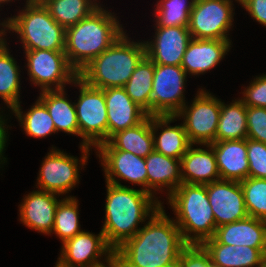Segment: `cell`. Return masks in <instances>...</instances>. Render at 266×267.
I'll return each mask as SVG.
<instances>
[{
	"mask_svg": "<svg viewBox=\"0 0 266 267\" xmlns=\"http://www.w3.org/2000/svg\"><path fill=\"white\" fill-rule=\"evenodd\" d=\"M17 15L5 18L7 32L17 34L23 50L64 51L65 29L40 0L25 4Z\"/></svg>",
	"mask_w": 266,
	"mask_h": 267,
	"instance_id": "6",
	"label": "cell"
},
{
	"mask_svg": "<svg viewBox=\"0 0 266 267\" xmlns=\"http://www.w3.org/2000/svg\"><path fill=\"white\" fill-rule=\"evenodd\" d=\"M206 189L216 227L236 222L249 216L240 182L218 180L206 184Z\"/></svg>",
	"mask_w": 266,
	"mask_h": 267,
	"instance_id": "15",
	"label": "cell"
},
{
	"mask_svg": "<svg viewBox=\"0 0 266 267\" xmlns=\"http://www.w3.org/2000/svg\"><path fill=\"white\" fill-rule=\"evenodd\" d=\"M21 108V105L18 104L11 110V114L17 118V122L20 123V127H22L27 136L45 138L56 133L54 123L46 106L38 98L28 111L23 112Z\"/></svg>",
	"mask_w": 266,
	"mask_h": 267,
	"instance_id": "29",
	"label": "cell"
},
{
	"mask_svg": "<svg viewBox=\"0 0 266 267\" xmlns=\"http://www.w3.org/2000/svg\"><path fill=\"white\" fill-rule=\"evenodd\" d=\"M13 0H0V7H2L1 5L3 4H8V3H10V2H12ZM36 0H26V2H25V4L27 5V4H30V3H32V2H35ZM14 2H15V0H14Z\"/></svg>",
	"mask_w": 266,
	"mask_h": 267,
	"instance_id": "44",
	"label": "cell"
},
{
	"mask_svg": "<svg viewBox=\"0 0 266 267\" xmlns=\"http://www.w3.org/2000/svg\"><path fill=\"white\" fill-rule=\"evenodd\" d=\"M76 196H65L59 202L56 212L52 234L61 240V243L65 242L69 238H73L83 230L79 224V200Z\"/></svg>",
	"mask_w": 266,
	"mask_h": 267,
	"instance_id": "32",
	"label": "cell"
},
{
	"mask_svg": "<svg viewBox=\"0 0 266 267\" xmlns=\"http://www.w3.org/2000/svg\"><path fill=\"white\" fill-rule=\"evenodd\" d=\"M59 255L54 267H107L114 261L102 231L95 235L83 230L62 243Z\"/></svg>",
	"mask_w": 266,
	"mask_h": 267,
	"instance_id": "12",
	"label": "cell"
},
{
	"mask_svg": "<svg viewBox=\"0 0 266 267\" xmlns=\"http://www.w3.org/2000/svg\"><path fill=\"white\" fill-rule=\"evenodd\" d=\"M9 50L7 41L0 45V98L11 112L10 110L22 102L20 67Z\"/></svg>",
	"mask_w": 266,
	"mask_h": 267,
	"instance_id": "28",
	"label": "cell"
},
{
	"mask_svg": "<svg viewBox=\"0 0 266 267\" xmlns=\"http://www.w3.org/2000/svg\"><path fill=\"white\" fill-rule=\"evenodd\" d=\"M145 163L147 168V192L155 199L158 200L156 193L159 191L162 194V192H165L164 190L167 191L166 198H168L182 183L180 159L153 151L145 157Z\"/></svg>",
	"mask_w": 266,
	"mask_h": 267,
	"instance_id": "21",
	"label": "cell"
},
{
	"mask_svg": "<svg viewBox=\"0 0 266 267\" xmlns=\"http://www.w3.org/2000/svg\"><path fill=\"white\" fill-rule=\"evenodd\" d=\"M79 148L82 153L81 158L69 155L66 151L64 152L52 146L42 161L36 179V188L61 196L71 192L79 184L80 170L87 165L90 150L92 151L93 149L81 145Z\"/></svg>",
	"mask_w": 266,
	"mask_h": 267,
	"instance_id": "8",
	"label": "cell"
},
{
	"mask_svg": "<svg viewBox=\"0 0 266 267\" xmlns=\"http://www.w3.org/2000/svg\"><path fill=\"white\" fill-rule=\"evenodd\" d=\"M103 7L100 4L89 16L65 29L64 52L78 73L125 32L116 14Z\"/></svg>",
	"mask_w": 266,
	"mask_h": 267,
	"instance_id": "3",
	"label": "cell"
},
{
	"mask_svg": "<svg viewBox=\"0 0 266 267\" xmlns=\"http://www.w3.org/2000/svg\"><path fill=\"white\" fill-rule=\"evenodd\" d=\"M252 19L266 27V0H239Z\"/></svg>",
	"mask_w": 266,
	"mask_h": 267,
	"instance_id": "41",
	"label": "cell"
},
{
	"mask_svg": "<svg viewBox=\"0 0 266 267\" xmlns=\"http://www.w3.org/2000/svg\"><path fill=\"white\" fill-rule=\"evenodd\" d=\"M214 238L220 244L266 249V221L248 216L217 227Z\"/></svg>",
	"mask_w": 266,
	"mask_h": 267,
	"instance_id": "23",
	"label": "cell"
},
{
	"mask_svg": "<svg viewBox=\"0 0 266 267\" xmlns=\"http://www.w3.org/2000/svg\"><path fill=\"white\" fill-rule=\"evenodd\" d=\"M233 7V0H195L188 25L192 38L232 41L228 35L233 29Z\"/></svg>",
	"mask_w": 266,
	"mask_h": 267,
	"instance_id": "11",
	"label": "cell"
},
{
	"mask_svg": "<svg viewBox=\"0 0 266 267\" xmlns=\"http://www.w3.org/2000/svg\"><path fill=\"white\" fill-rule=\"evenodd\" d=\"M240 185L248 215L266 221V179L248 177Z\"/></svg>",
	"mask_w": 266,
	"mask_h": 267,
	"instance_id": "34",
	"label": "cell"
},
{
	"mask_svg": "<svg viewBox=\"0 0 266 267\" xmlns=\"http://www.w3.org/2000/svg\"><path fill=\"white\" fill-rule=\"evenodd\" d=\"M232 41L195 39L189 42L181 67L187 75L200 76L215 68L231 49Z\"/></svg>",
	"mask_w": 266,
	"mask_h": 267,
	"instance_id": "19",
	"label": "cell"
},
{
	"mask_svg": "<svg viewBox=\"0 0 266 267\" xmlns=\"http://www.w3.org/2000/svg\"><path fill=\"white\" fill-rule=\"evenodd\" d=\"M107 267H119L114 261Z\"/></svg>",
	"mask_w": 266,
	"mask_h": 267,
	"instance_id": "45",
	"label": "cell"
},
{
	"mask_svg": "<svg viewBox=\"0 0 266 267\" xmlns=\"http://www.w3.org/2000/svg\"><path fill=\"white\" fill-rule=\"evenodd\" d=\"M187 73L181 66L154 64L151 116H175L185 100Z\"/></svg>",
	"mask_w": 266,
	"mask_h": 267,
	"instance_id": "13",
	"label": "cell"
},
{
	"mask_svg": "<svg viewBox=\"0 0 266 267\" xmlns=\"http://www.w3.org/2000/svg\"><path fill=\"white\" fill-rule=\"evenodd\" d=\"M167 200L187 244H202L214 237L217 227L206 185L181 183Z\"/></svg>",
	"mask_w": 266,
	"mask_h": 267,
	"instance_id": "5",
	"label": "cell"
},
{
	"mask_svg": "<svg viewBox=\"0 0 266 267\" xmlns=\"http://www.w3.org/2000/svg\"><path fill=\"white\" fill-rule=\"evenodd\" d=\"M153 76L154 63L145 56L124 86L127 95L149 116H151Z\"/></svg>",
	"mask_w": 266,
	"mask_h": 267,
	"instance_id": "31",
	"label": "cell"
},
{
	"mask_svg": "<svg viewBox=\"0 0 266 267\" xmlns=\"http://www.w3.org/2000/svg\"><path fill=\"white\" fill-rule=\"evenodd\" d=\"M202 245L210 254L212 264L218 267H235V245L220 244L214 237Z\"/></svg>",
	"mask_w": 266,
	"mask_h": 267,
	"instance_id": "36",
	"label": "cell"
},
{
	"mask_svg": "<svg viewBox=\"0 0 266 267\" xmlns=\"http://www.w3.org/2000/svg\"><path fill=\"white\" fill-rule=\"evenodd\" d=\"M94 150L129 151L134 155L145 158L154 151L152 116L148 115L136 126L117 132L107 142L101 143Z\"/></svg>",
	"mask_w": 266,
	"mask_h": 267,
	"instance_id": "25",
	"label": "cell"
},
{
	"mask_svg": "<svg viewBox=\"0 0 266 267\" xmlns=\"http://www.w3.org/2000/svg\"><path fill=\"white\" fill-rule=\"evenodd\" d=\"M195 0H159L154 8L155 27H188Z\"/></svg>",
	"mask_w": 266,
	"mask_h": 267,
	"instance_id": "33",
	"label": "cell"
},
{
	"mask_svg": "<svg viewBox=\"0 0 266 267\" xmlns=\"http://www.w3.org/2000/svg\"><path fill=\"white\" fill-rule=\"evenodd\" d=\"M235 267H265L266 249L235 246Z\"/></svg>",
	"mask_w": 266,
	"mask_h": 267,
	"instance_id": "40",
	"label": "cell"
},
{
	"mask_svg": "<svg viewBox=\"0 0 266 267\" xmlns=\"http://www.w3.org/2000/svg\"><path fill=\"white\" fill-rule=\"evenodd\" d=\"M58 194L33 190L24 195L19 204V221L26 227L44 235H51L56 208L61 201Z\"/></svg>",
	"mask_w": 266,
	"mask_h": 267,
	"instance_id": "17",
	"label": "cell"
},
{
	"mask_svg": "<svg viewBox=\"0 0 266 267\" xmlns=\"http://www.w3.org/2000/svg\"><path fill=\"white\" fill-rule=\"evenodd\" d=\"M4 115V116H3ZM9 115H6L3 113V111L0 109V168L4 167L5 163H7V158L4 157V151L6 150V143L8 141V127L11 125H8L7 121L8 119L6 118ZM8 125V126H7ZM7 132V133H6Z\"/></svg>",
	"mask_w": 266,
	"mask_h": 267,
	"instance_id": "42",
	"label": "cell"
},
{
	"mask_svg": "<svg viewBox=\"0 0 266 267\" xmlns=\"http://www.w3.org/2000/svg\"><path fill=\"white\" fill-rule=\"evenodd\" d=\"M126 32L84 66L78 77L99 89L124 87L136 66L146 56L144 41L131 40Z\"/></svg>",
	"mask_w": 266,
	"mask_h": 267,
	"instance_id": "4",
	"label": "cell"
},
{
	"mask_svg": "<svg viewBox=\"0 0 266 267\" xmlns=\"http://www.w3.org/2000/svg\"><path fill=\"white\" fill-rule=\"evenodd\" d=\"M193 144L189 146L187 152L181 158V178L182 183L206 185L211 182L221 180L216 156L211 144Z\"/></svg>",
	"mask_w": 266,
	"mask_h": 267,
	"instance_id": "20",
	"label": "cell"
},
{
	"mask_svg": "<svg viewBox=\"0 0 266 267\" xmlns=\"http://www.w3.org/2000/svg\"><path fill=\"white\" fill-rule=\"evenodd\" d=\"M187 245L164 206L158 208L143 227L114 251L119 267H172Z\"/></svg>",
	"mask_w": 266,
	"mask_h": 267,
	"instance_id": "1",
	"label": "cell"
},
{
	"mask_svg": "<svg viewBox=\"0 0 266 267\" xmlns=\"http://www.w3.org/2000/svg\"><path fill=\"white\" fill-rule=\"evenodd\" d=\"M79 87L75 104L81 146L97 148L108 141V120L103 89L88 85L77 77L71 86Z\"/></svg>",
	"mask_w": 266,
	"mask_h": 267,
	"instance_id": "7",
	"label": "cell"
},
{
	"mask_svg": "<svg viewBox=\"0 0 266 267\" xmlns=\"http://www.w3.org/2000/svg\"><path fill=\"white\" fill-rule=\"evenodd\" d=\"M2 27V28H1ZM6 34H7V20H3L0 22V45L6 42Z\"/></svg>",
	"mask_w": 266,
	"mask_h": 267,
	"instance_id": "43",
	"label": "cell"
},
{
	"mask_svg": "<svg viewBox=\"0 0 266 267\" xmlns=\"http://www.w3.org/2000/svg\"><path fill=\"white\" fill-rule=\"evenodd\" d=\"M106 188L105 220L101 231L106 243L115 251L132 238L142 228L139 224H145L164 203L141 188L108 182Z\"/></svg>",
	"mask_w": 266,
	"mask_h": 267,
	"instance_id": "2",
	"label": "cell"
},
{
	"mask_svg": "<svg viewBox=\"0 0 266 267\" xmlns=\"http://www.w3.org/2000/svg\"><path fill=\"white\" fill-rule=\"evenodd\" d=\"M210 254L202 244H187L178 257V267H210Z\"/></svg>",
	"mask_w": 266,
	"mask_h": 267,
	"instance_id": "38",
	"label": "cell"
},
{
	"mask_svg": "<svg viewBox=\"0 0 266 267\" xmlns=\"http://www.w3.org/2000/svg\"><path fill=\"white\" fill-rule=\"evenodd\" d=\"M103 91L107 109L108 140L117 132L136 126L148 116L127 95L124 87H110Z\"/></svg>",
	"mask_w": 266,
	"mask_h": 267,
	"instance_id": "18",
	"label": "cell"
},
{
	"mask_svg": "<svg viewBox=\"0 0 266 267\" xmlns=\"http://www.w3.org/2000/svg\"><path fill=\"white\" fill-rule=\"evenodd\" d=\"M154 39L144 41L146 56L161 65L181 66L192 36L188 27H154Z\"/></svg>",
	"mask_w": 266,
	"mask_h": 267,
	"instance_id": "16",
	"label": "cell"
},
{
	"mask_svg": "<svg viewBox=\"0 0 266 267\" xmlns=\"http://www.w3.org/2000/svg\"><path fill=\"white\" fill-rule=\"evenodd\" d=\"M221 180L241 182L249 177L247 139L213 142Z\"/></svg>",
	"mask_w": 266,
	"mask_h": 267,
	"instance_id": "22",
	"label": "cell"
},
{
	"mask_svg": "<svg viewBox=\"0 0 266 267\" xmlns=\"http://www.w3.org/2000/svg\"><path fill=\"white\" fill-rule=\"evenodd\" d=\"M23 51L30 82L40 87V92L65 89L78 77V72L69 64L64 51Z\"/></svg>",
	"mask_w": 266,
	"mask_h": 267,
	"instance_id": "10",
	"label": "cell"
},
{
	"mask_svg": "<svg viewBox=\"0 0 266 267\" xmlns=\"http://www.w3.org/2000/svg\"><path fill=\"white\" fill-rule=\"evenodd\" d=\"M247 139L246 105L240 98L225 104L221 100V111L216 130V141Z\"/></svg>",
	"mask_w": 266,
	"mask_h": 267,
	"instance_id": "27",
	"label": "cell"
},
{
	"mask_svg": "<svg viewBox=\"0 0 266 267\" xmlns=\"http://www.w3.org/2000/svg\"><path fill=\"white\" fill-rule=\"evenodd\" d=\"M220 111L221 99L199 88L190 105L185 104L175 116L182 118L188 140L195 146L216 142Z\"/></svg>",
	"mask_w": 266,
	"mask_h": 267,
	"instance_id": "9",
	"label": "cell"
},
{
	"mask_svg": "<svg viewBox=\"0 0 266 267\" xmlns=\"http://www.w3.org/2000/svg\"><path fill=\"white\" fill-rule=\"evenodd\" d=\"M247 138L266 143V108L246 106Z\"/></svg>",
	"mask_w": 266,
	"mask_h": 267,
	"instance_id": "37",
	"label": "cell"
},
{
	"mask_svg": "<svg viewBox=\"0 0 266 267\" xmlns=\"http://www.w3.org/2000/svg\"><path fill=\"white\" fill-rule=\"evenodd\" d=\"M249 177L266 179V143L247 138Z\"/></svg>",
	"mask_w": 266,
	"mask_h": 267,
	"instance_id": "35",
	"label": "cell"
},
{
	"mask_svg": "<svg viewBox=\"0 0 266 267\" xmlns=\"http://www.w3.org/2000/svg\"><path fill=\"white\" fill-rule=\"evenodd\" d=\"M103 167L105 182L123 186L121 180L141 186L147 192V168L145 158L129 151L95 150ZM117 177V178H116Z\"/></svg>",
	"mask_w": 266,
	"mask_h": 267,
	"instance_id": "14",
	"label": "cell"
},
{
	"mask_svg": "<svg viewBox=\"0 0 266 267\" xmlns=\"http://www.w3.org/2000/svg\"><path fill=\"white\" fill-rule=\"evenodd\" d=\"M52 18L64 29L89 16L100 5L98 0H40Z\"/></svg>",
	"mask_w": 266,
	"mask_h": 267,
	"instance_id": "30",
	"label": "cell"
},
{
	"mask_svg": "<svg viewBox=\"0 0 266 267\" xmlns=\"http://www.w3.org/2000/svg\"><path fill=\"white\" fill-rule=\"evenodd\" d=\"M240 99L246 106L266 108V73L254 77L251 83L243 87Z\"/></svg>",
	"mask_w": 266,
	"mask_h": 267,
	"instance_id": "39",
	"label": "cell"
},
{
	"mask_svg": "<svg viewBox=\"0 0 266 267\" xmlns=\"http://www.w3.org/2000/svg\"><path fill=\"white\" fill-rule=\"evenodd\" d=\"M65 90L67 89L42 91L37 98L46 106L54 123L56 134L62 131L78 137L79 125L75 104L66 97Z\"/></svg>",
	"mask_w": 266,
	"mask_h": 267,
	"instance_id": "26",
	"label": "cell"
},
{
	"mask_svg": "<svg viewBox=\"0 0 266 267\" xmlns=\"http://www.w3.org/2000/svg\"><path fill=\"white\" fill-rule=\"evenodd\" d=\"M177 120L176 116L170 115L152 116V134L154 151L181 160L191 143L182 122L180 125H170ZM159 129H161L160 132Z\"/></svg>",
	"mask_w": 266,
	"mask_h": 267,
	"instance_id": "24",
	"label": "cell"
}]
</instances>
